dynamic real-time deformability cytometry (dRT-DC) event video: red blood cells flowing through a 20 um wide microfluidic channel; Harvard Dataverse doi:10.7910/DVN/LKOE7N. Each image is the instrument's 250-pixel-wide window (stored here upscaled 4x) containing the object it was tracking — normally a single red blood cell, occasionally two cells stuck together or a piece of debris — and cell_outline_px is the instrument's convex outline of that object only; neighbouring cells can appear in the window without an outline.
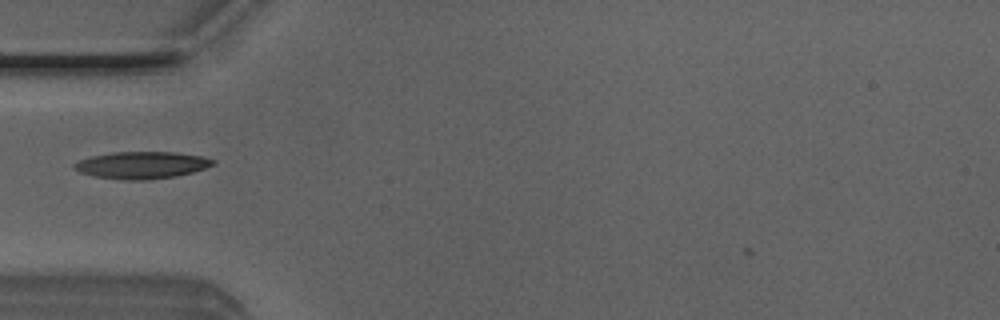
{"species": "Egyptian fruit bat (a non-hibernating species)", "species_latin": "Rousettus aegyptiacus", "temperature_condition": "room temperature", "stored_images_in_passage": 32, "camera_frame_rate_fps": 3000, "um_per_image_px": 0.085, "animal": {"sex": "male"}, "frame": {"image": 1, "passage_image": 1, "time_ms": 0.0, "image_size_px": [1000, 320], "cell_outline_px": [[216, 164], [192, 172], [176, 176], [148, 180], [124, 180], [92, 176], [80, 172], [72, 168], [72, 164], [80, 160], [92, 156], [112, 152], [176, 152], [200, 156], [216, 160]], "centroid_in_image_um": [12.03, 14.04], "position_along_channel_um": 73.0, "area_um2": 21.96}}
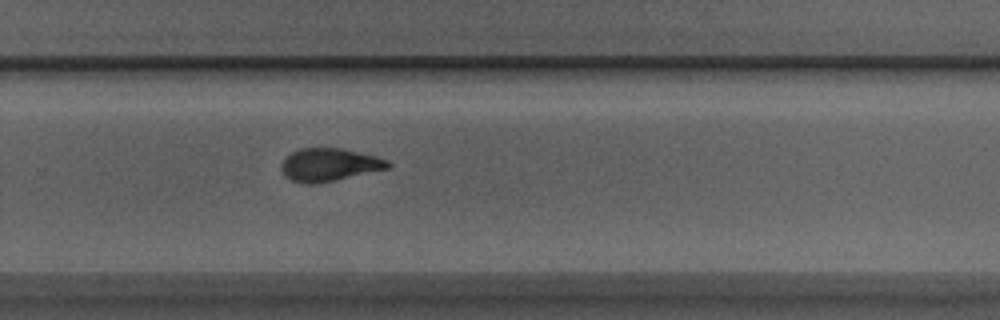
{"frame": {"image": 2, "passage_image": 18, "time_ms": 5.667, "image_size_px": [1000, 320], "cell_outline_px": [[392, 164], [388, 168], [332, 180], [308, 184], [304, 184], [292, 180], [284, 176], [280, 168], [284, 160], [292, 152], [300, 148], [340, 148], [376, 156], [388, 160]], "centroid_in_image_um": [27.96, 13.99], "position_along_channel_um": 301.8, "area_um2": 20.0}}
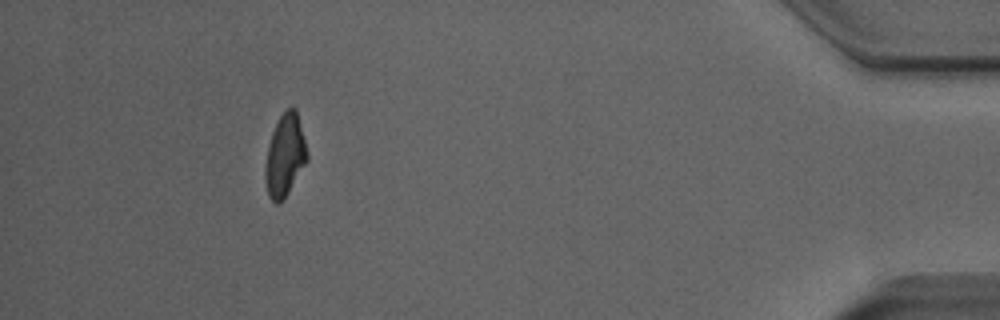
{"frame": {"image": 3, "passage_image": 31, "time_ms": 10.0, "image_size_px": [1000, 320], "cell_outline_px": [[308, 160], [288, 192], [280, 204], [276, 204], [268, 196], [264, 176], [264, 164], [272, 132], [280, 116], [288, 108], [296, 108], [308, 152]], "centroid_in_image_um": [24.21, 13.24], "position_along_channel_um": 411.0, "area_um2": 20.0}}